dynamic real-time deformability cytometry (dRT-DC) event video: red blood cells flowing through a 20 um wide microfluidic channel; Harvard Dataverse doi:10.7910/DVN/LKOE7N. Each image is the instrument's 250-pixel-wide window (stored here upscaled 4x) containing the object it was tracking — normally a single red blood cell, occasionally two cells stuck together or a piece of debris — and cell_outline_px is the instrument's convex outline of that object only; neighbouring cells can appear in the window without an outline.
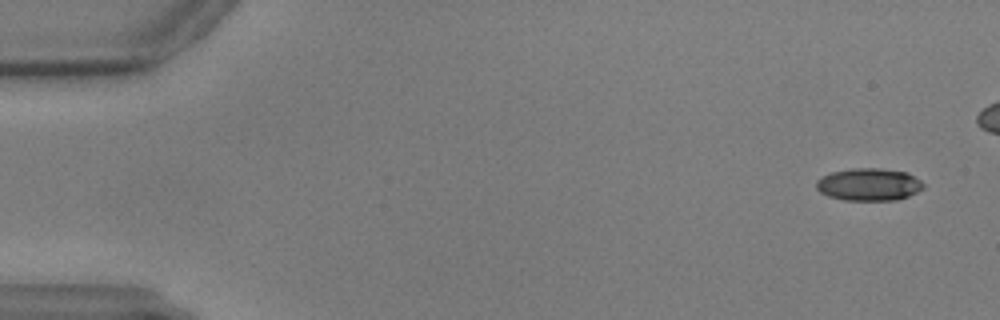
{"species": "common noctule bat (a hibernating species)", "species_latin": "Nyctalus noctula", "temperature_condition": "warm", "stored_images_in_passage": 17, "camera_frame_rate_fps": 3000, "um_per_image_px": 0.085, "animal": {"sex": "male", "body_mass_g": 17.9, "forearm_length_mm": 54.2}, "frame": {"image": 1, "passage_image": 3, "time_ms": 0.667, "image_size_px": [1000, 320], "cell_outline_px": [[924, 188], [908, 196], [896, 200], [844, 200], [828, 196], [820, 192], [816, 188], [816, 180], [832, 172], [852, 168], [880, 168], [908, 172], [920, 180], [924, 184]], "centroid_in_image_um": [73.86, 15.67], "position_along_channel_um": 11.1, "area_um2": 20.29}}